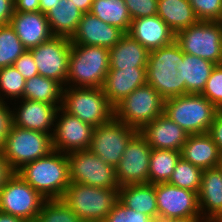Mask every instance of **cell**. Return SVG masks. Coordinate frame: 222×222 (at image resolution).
<instances>
[{
	"instance_id": "51",
	"label": "cell",
	"mask_w": 222,
	"mask_h": 222,
	"mask_svg": "<svg viewBox=\"0 0 222 222\" xmlns=\"http://www.w3.org/2000/svg\"><path fill=\"white\" fill-rule=\"evenodd\" d=\"M217 22L220 23V24H222V6H221L220 16H219Z\"/></svg>"
},
{
	"instance_id": "26",
	"label": "cell",
	"mask_w": 222,
	"mask_h": 222,
	"mask_svg": "<svg viewBox=\"0 0 222 222\" xmlns=\"http://www.w3.org/2000/svg\"><path fill=\"white\" fill-rule=\"evenodd\" d=\"M124 206L158 219L155 184H130L119 188V199Z\"/></svg>"
},
{
	"instance_id": "36",
	"label": "cell",
	"mask_w": 222,
	"mask_h": 222,
	"mask_svg": "<svg viewBox=\"0 0 222 222\" xmlns=\"http://www.w3.org/2000/svg\"><path fill=\"white\" fill-rule=\"evenodd\" d=\"M32 222H83L62 199L45 200Z\"/></svg>"
},
{
	"instance_id": "42",
	"label": "cell",
	"mask_w": 222,
	"mask_h": 222,
	"mask_svg": "<svg viewBox=\"0 0 222 222\" xmlns=\"http://www.w3.org/2000/svg\"><path fill=\"white\" fill-rule=\"evenodd\" d=\"M9 104V105H8ZM13 125L12 109L10 103H0V150L5 146L8 133Z\"/></svg>"
},
{
	"instance_id": "8",
	"label": "cell",
	"mask_w": 222,
	"mask_h": 222,
	"mask_svg": "<svg viewBox=\"0 0 222 222\" xmlns=\"http://www.w3.org/2000/svg\"><path fill=\"white\" fill-rule=\"evenodd\" d=\"M51 136L12 125L2 149L3 155L17 172L25 164L45 157L53 151Z\"/></svg>"
},
{
	"instance_id": "20",
	"label": "cell",
	"mask_w": 222,
	"mask_h": 222,
	"mask_svg": "<svg viewBox=\"0 0 222 222\" xmlns=\"http://www.w3.org/2000/svg\"><path fill=\"white\" fill-rule=\"evenodd\" d=\"M201 217L205 222L222 221V169H205L198 192Z\"/></svg>"
},
{
	"instance_id": "48",
	"label": "cell",
	"mask_w": 222,
	"mask_h": 222,
	"mask_svg": "<svg viewBox=\"0 0 222 222\" xmlns=\"http://www.w3.org/2000/svg\"><path fill=\"white\" fill-rule=\"evenodd\" d=\"M71 2L85 14L90 12L93 0H71Z\"/></svg>"
},
{
	"instance_id": "31",
	"label": "cell",
	"mask_w": 222,
	"mask_h": 222,
	"mask_svg": "<svg viewBox=\"0 0 222 222\" xmlns=\"http://www.w3.org/2000/svg\"><path fill=\"white\" fill-rule=\"evenodd\" d=\"M90 13L128 33L131 17L124 0H93Z\"/></svg>"
},
{
	"instance_id": "41",
	"label": "cell",
	"mask_w": 222,
	"mask_h": 222,
	"mask_svg": "<svg viewBox=\"0 0 222 222\" xmlns=\"http://www.w3.org/2000/svg\"><path fill=\"white\" fill-rule=\"evenodd\" d=\"M24 77L25 80L39 75L38 67L34 61L32 53L25 51L12 65Z\"/></svg>"
},
{
	"instance_id": "11",
	"label": "cell",
	"mask_w": 222,
	"mask_h": 222,
	"mask_svg": "<svg viewBox=\"0 0 222 222\" xmlns=\"http://www.w3.org/2000/svg\"><path fill=\"white\" fill-rule=\"evenodd\" d=\"M139 131L113 117L94 128L89 149L105 163L116 167L126 146Z\"/></svg>"
},
{
	"instance_id": "14",
	"label": "cell",
	"mask_w": 222,
	"mask_h": 222,
	"mask_svg": "<svg viewBox=\"0 0 222 222\" xmlns=\"http://www.w3.org/2000/svg\"><path fill=\"white\" fill-rule=\"evenodd\" d=\"M151 146L138 132L128 143L119 164L115 167L120 187L149 183Z\"/></svg>"
},
{
	"instance_id": "3",
	"label": "cell",
	"mask_w": 222,
	"mask_h": 222,
	"mask_svg": "<svg viewBox=\"0 0 222 222\" xmlns=\"http://www.w3.org/2000/svg\"><path fill=\"white\" fill-rule=\"evenodd\" d=\"M109 69V49L71 45L66 87L102 88Z\"/></svg>"
},
{
	"instance_id": "16",
	"label": "cell",
	"mask_w": 222,
	"mask_h": 222,
	"mask_svg": "<svg viewBox=\"0 0 222 222\" xmlns=\"http://www.w3.org/2000/svg\"><path fill=\"white\" fill-rule=\"evenodd\" d=\"M158 218L201 216L198 193L169 183L155 184Z\"/></svg>"
},
{
	"instance_id": "40",
	"label": "cell",
	"mask_w": 222,
	"mask_h": 222,
	"mask_svg": "<svg viewBox=\"0 0 222 222\" xmlns=\"http://www.w3.org/2000/svg\"><path fill=\"white\" fill-rule=\"evenodd\" d=\"M131 19L157 14L158 0H124Z\"/></svg>"
},
{
	"instance_id": "9",
	"label": "cell",
	"mask_w": 222,
	"mask_h": 222,
	"mask_svg": "<svg viewBox=\"0 0 222 222\" xmlns=\"http://www.w3.org/2000/svg\"><path fill=\"white\" fill-rule=\"evenodd\" d=\"M175 42L186 54L222 64V33L217 21H198L177 32Z\"/></svg>"
},
{
	"instance_id": "46",
	"label": "cell",
	"mask_w": 222,
	"mask_h": 222,
	"mask_svg": "<svg viewBox=\"0 0 222 222\" xmlns=\"http://www.w3.org/2000/svg\"><path fill=\"white\" fill-rule=\"evenodd\" d=\"M14 4L17 12H37L40 0H14Z\"/></svg>"
},
{
	"instance_id": "39",
	"label": "cell",
	"mask_w": 222,
	"mask_h": 222,
	"mask_svg": "<svg viewBox=\"0 0 222 222\" xmlns=\"http://www.w3.org/2000/svg\"><path fill=\"white\" fill-rule=\"evenodd\" d=\"M199 21H217L222 6V0H188Z\"/></svg>"
},
{
	"instance_id": "47",
	"label": "cell",
	"mask_w": 222,
	"mask_h": 222,
	"mask_svg": "<svg viewBox=\"0 0 222 222\" xmlns=\"http://www.w3.org/2000/svg\"><path fill=\"white\" fill-rule=\"evenodd\" d=\"M154 222H205L201 216H190L182 218L162 219L158 218Z\"/></svg>"
},
{
	"instance_id": "35",
	"label": "cell",
	"mask_w": 222,
	"mask_h": 222,
	"mask_svg": "<svg viewBox=\"0 0 222 222\" xmlns=\"http://www.w3.org/2000/svg\"><path fill=\"white\" fill-rule=\"evenodd\" d=\"M203 170L194 166L182 157L178 160L176 167L167 183L198 193L201 185Z\"/></svg>"
},
{
	"instance_id": "23",
	"label": "cell",
	"mask_w": 222,
	"mask_h": 222,
	"mask_svg": "<svg viewBox=\"0 0 222 222\" xmlns=\"http://www.w3.org/2000/svg\"><path fill=\"white\" fill-rule=\"evenodd\" d=\"M147 84L146 67H134V69L109 70L103 91L109 103L115 107L136 88Z\"/></svg>"
},
{
	"instance_id": "17",
	"label": "cell",
	"mask_w": 222,
	"mask_h": 222,
	"mask_svg": "<svg viewBox=\"0 0 222 222\" xmlns=\"http://www.w3.org/2000/svg\"><path fill=\"white\" fill-rule=\"evenodd\" d=\"M13 102L10 103L12 105L13 125L23 129L53 134L58 110L56 106L29 99H20Z\"/></svg>"
},
{
	"instance_id": "30",
	"label": "cell",
	"mask_w": 222,
	"mask_h": 222,
	"mask_svg": "<svg viewBox=\"0 0 222 222\" xmlns=\"http://www.w3.org/2000/svg\"><path fill=\"white\" fill-rule=\"evenodd\" d=\"M185 95L201 94L216 64L200 57L184 53Z\"/></svg>"
},
{
	"instance_id": "2",
	"label": "cell",
	"mask_w": 222,
	"mask_h": 222,
	"mask_svg": "<svg viewBox=\"0 0 222 222\" xmlns=\"http://www.w3.org/2000/svg\"><path fill=\"white\" fill-rule=\"evenodd\" d=\"M17 173L46 200L62 199L70 185L67 154L55 150L25 164Z\"/></svg>"
},
{
	"instance_id": "15",
	"label": "cell",
	"mask_w": 222,
	"mask_h": 222,
	"mask_svg": "<svg viewBox=\"0 0 222 222\" xmlns=\"http://www.w3.org/2000/svg\"><path fill=\"white\" fill-rule=\"evenodd\" d=\"M94 127L58 108L51 136L53 150L62 153L88 150Z\"/></svg>"
},
{
	"instance_id": "10",
	"label": "cell",
	"mask_w": 222,
	"mask_h": 222,
	"mask_svg": "<svg viewBox=\"0 0 222 222\" xmlns=\"http://www.w3.org/2000/svg\"><path fill=\"white\" fill-rule=\"evenodd\" d=\"M70 182L119 189L114 166L105 163L90 150L67 153Z\"/></svg>"
},
{
	"instance_id": "33",
	"label": "cell",
	"mask_w": 222,
	"mask_h": 222,
	"mask_svg": "<svg viewBox=\"0 0 222 222\" xmlns=\"http://www.w3.org/2000/svg\"><path fill=\"white\" fill-rule=\"evenodd\" d=\"M27 49L10 24L0 26V69L12 66Z\"/></svg>"
},
{
	"instance_id": "50",
	"label": "cell",
	"mask_w": 222,
	"mask_h": 222,
	"mask_svg": "<svg viewBox=\"0 0 222 222\" xmlns=\"http://www.w3.org/2000/svg\"><path fill=\"white\" fill-rule=\"evenodd\" d=\"M57 2L58 0H40L39 11L46 14Z\"/></svg>"
},
{
	"instance_id": "12",
	"label": "cell",
	"mask_w": 222,
	"mask_h": 222,
	"mask_svg": "<svg viewBox=\"0 0 222 222\" xmlns=\"http://www.w3.org/2000/svg\"><path fill=\"white\" fill-rule=\"evenodd\" d=\"M45 200L16 172L0 191V211L32 222Z\"/></svg>"
},
{
	"instance_id": "5",
	"label": "cell",
	"mask_w": 222,
	"mask_h": 222,
	"mask_svg": "<svg viewBox=\"0 0 222 222\" xmlns=\"http://www.w3.org/2000/svg\"><path fill=\"white\" fill-rule=\"evenodd\" d=\"M119 199V189L70 182L62 197L83 222H103Z\"/></svg>"
},
{
	"instance_id": "4",
	"label": "cell",
	"mask_w": 222,
	"mask_h": 222,
	"mask_svg": "<svg viewBox=\"0 0 222 222\" xmlns=\"http://www.w3.org/2000/svg\"><path fill=\"white\" fill-rule=\"evenodd\" d=\"M220 110L201 94L165 99L164 114L189 135L208 133Z\"/></svg>"
},
{
	"instance_id": "7",
	"label": "cell",
	"mask_w": 222,
	"mask_h": 222,
	"mask_svg": "<svg viewBox=\"0 0 222 222\" xmlns=\"http://www.w3.org/2000/svg\"><path fill=\"white\" fill-rule=\"evenodd\" d=\"M165 99L150 85L136 88L114 107V117L140 131L164 113Z\"/></svg>"
},
{
	"instance_id": "44",
	"label": "cell",
	"mask_w": 222,
	"mask_h": 222,
	"mask_svg": "<svg viewBox=\"0 0 222 222\" xmlns=\"http://www.w3.org/2000/svg\"><path fill=\"white\" fill-rule=\"evenodd\" d=\"M15 173L16 171L8 163L7 159L3 155V152L0 150V191Z\"/></svg>"
},
{
	"instance_id": "24",
	"label": "cell",
	"mask_w": 222,
	"mask_h": 222,
	"mask_svg": "<svg viewBox=\"0 0 222 222\" xmlns=\"http://www.w3.org/2000/svg\"><path fill=\"white\" fill-rule=\"evenodd\" d=\"M180 152L183 159L202 170L222 163L218 147L208 133L189 135Z\"/></svg>"
},
{
	"instance_id": "6",
	"label": "cell",
	"mask_w": 222,
	"mask_h": 222,
	"mask_svg": "<svg viewBox=\"0 0 222 222\" xmlns=\"http://www.w3.org/2000/svg\"><path fill=\"white\" fill-rule=\"evenodd\" d=\"M61 108L94 128L114 117V107L102 88L63 87Z\"/></svg>"
},
{
	"instance_id": "45",
	"label": "cell",
	"mask_w": 222,
	"mask_h": 222,
	"mask_svg": "<svg viewBox=\"0 0 222 222\" xmlns=\"http://www.w3.org/2000/svg\"><path fill=\"white\" fill-rule=\"evenodd\" d=\"M14 12V0H0V26L10 24Z\"/></svg>"
},
{
	"instance_id": "28",
	"label": "cell",
	"mask_w": 222,
	"mask_h": 222,
	"mask_svg": "<svg viewBox=\"0 0 222 222\" xmlns=\"http://www.w3.org/2000/svg\"><path fill=\"white\" fill-rule=\"evenodd\" d=\"M157 15L175 34L199 21L188 0H158Z\"/></svg>"
},
{
	"instance_id": "18",
	"label": "cell",
	"mask_w": 222,
	"mask_h": 222,
	"mask_svg": "<svg viewBox=\"0 0 222 222\" xmlns=\"http://www.w3.org/2000/svg\"><path fill=\"white\" fill-rule=\"evenodd\" d=\"M125 34L118 27L109 25L88 12L83 14L77 31L70 40L71 45L98 46L111 49Z\"/></svg>"
},
{
	"instance_id": "27",
	"label": "cell",
	"mask_w": 222,
	"mask_h": 222,
	"mask_svg": "<svg viewBox=\"0 0 222 222\" xmlns=\"http://www.w3.org/2000/svg\"><path fill=\"white\" fill-rule=\"evenodd\" d=\"M83 14L71 0H58L45 15L53 36L71 39Z\"/></svg>"
},
{
	"instance_id": "19",
	"label": "cell",
	"mask_w": 222,
	"mask_h": 222,
	"mask_svg": "<svg viewBox=\"0 0 222 222\" xmlns=\"http://www.w3.org/2000/svg\"><path fill=\"white\" fill-rule=\"evenodd\" d=\"M139 133L146 139L151 149L181 151L189 136L186 131L164 113L147 123Z\"/></svg>"
},
{
	"instance_id": "22",
	"label": "cell",
	"mask_w": 222,
	"mask_h": 222,
	"mask_svg": "<svg viewBox=\"0 0 222 222\" xmlns=\"http://www.w3.org/2000/svg\"><path fill=\"white\" fill-rule=\"evenodd\" d=\"M127 34L149 51L175 41V33L157 14L133 19Z\"/></svg>"
},
{
	"instance_id": "43",
	"label": "cell",
	"mask_w": 222,
	"mask_h": 222,
	"mask_svg": "<svg viewBox=\"0 0 222 222\" xmlns=\"http://www.w3.org/2000/svg\"><path fill=\"white\" fill-rule=\"evenodd\" d=\"M208 134L217 145L222 156V111L215 116L212 124L210 125Z\"/></svg>"
},
{
	"instance_id": "29",
	"label": "cell",
	"mask_w": 222,
	"mask_h": 222,
	"mask_svg": "<svg viewBox=\"0 0 222 222\" xmlns=\"http://www.w3.org/2000/svg\"><path fill=\"white\" fill-rule=\"evenodd\" d=\"M63 86L54 79L37 75L25 81L22 99L49 103L61 107Z\"/></svg>"
},
{
	"instance_id": "37",
	"label": "cell",
	"mask_w": 222,
	"mask_h": 222,
	"mask_svg": "<svg viewBox=\"0 0 222 222\" xmlns=\"http://www.w3.org/2000/svg\"><path fill=\"white\" fill-rule=\"evenodd\" d=\"M201 95L222 111V64L215 65Z\"/></svg>"
},
{
	"instance_id": "38",
	"label": "cell",
	"mask_w": 222,
	"mask_h": 222,
	"mask_svg": "<svg viewBox=\"0 0 222 222\" xmlns=\"http://www.w3.org/2000/svg\"><path fill=\"white\" fill-rule=\"evenodd\" d=\"M103 222H154V220L145 214L124 206L118 200Z\"/></svg>"
},
{
	"instance_id": "25",
	"label": "cell",
	"mask_w": 222,
	"mask_h": 222,
	"mask_svg": "<svg viewBox=\"0 0 222 222\" xmlns=\"http://www.w3.org/2000/svg\"><path fill=\"white\" fill-rule=\"evenodd\" d=\"M149 53L150 51L147 48L126 33L114 47L109 49V70L146 67Z\"/></svg>"
},
{
	"instance_id": "1",
	"label": "cell",
	"mask_w": 222,
	"mask_h": 222,
	"mask_svg": "<svg viewBox=\"0 0 222 222\" xmlns=\"http://www.w3.org/2000/svg\"><path fill=\"white\" fill-rule=\"evenodd\" d=\"M183 56L184 52L175 41L149 53L147 84L164 99L185 95Z\"/></svg>"
},
{
	"instance_id": "32",
	"label": "cell",
	"mask_w": 222,
	"mask_h": 222,
	"mask_svg": "<svg viewBox=\"0 0 222 222\" xmlns=\"http://www.w3.org/2000/svg\"><path fill=\"white\" fill-rule=\"evenodd\" d=\"M180 157V151L152 149L149 163V183L168 182Z\"/></svg>"
},
{
	"instance_id": "13",
	"label": "cell",
	"mask_w": 222,
	"mask_h": 222,
	"mask_svg": "<svg viewBox=\"0 0 222 222\" xmlns=\"http://www.w3.org/2000/svg\"><path fill=\"white\" fill-rule=\"evenodd\" d=\"M71 40L67 37L53 36L50 40L31 48L39 75L51 78L66 87L71 54Z\"/></svg>"
},
{
	"instance_id": "49",
	"label": "cell",
	"mask_w": 222,
	"mask_h": 222,
	"mask_svg": "<svg viewBox=\"0 0 222 222\" xmlns=\"http://www.w3.org/2000/svg\"><path fill=\"white\" fill-rule=\"evenodd\" d=\"M0 222H27L22 218L0 211Z\"/></svg>"
},
{
	"instance_id": "34",
	"label": "cell",
	"mask_w": 222,
	"mask_h": 222,
	"mask_svg": "<svg viewBox=\"0 0 222 222\" xmlns=\"http://www.w3.org/2000/svg\"><path fill=\"white\" fill-rule=\"evenodd\" d=\"M25 79L13 66L0 69V100L12 103L22 99L25 88Z\"/></svg>"
},
{
	"instance_id": "21",
	"label": "cell",
	"mask_w": 222,
	"mask_h": 222,
	"mask_svg": "<svg viewBox=\"0 0 222 222\" xmlns=\"http://www.w3.org/2000/svg\"><path fill=\"white\" fill-rule=\"evenodd\" d=\"M10 25L27 50L39 46L53 37L44 13L15 11Z\"/></svg>"
}]
</instances>
